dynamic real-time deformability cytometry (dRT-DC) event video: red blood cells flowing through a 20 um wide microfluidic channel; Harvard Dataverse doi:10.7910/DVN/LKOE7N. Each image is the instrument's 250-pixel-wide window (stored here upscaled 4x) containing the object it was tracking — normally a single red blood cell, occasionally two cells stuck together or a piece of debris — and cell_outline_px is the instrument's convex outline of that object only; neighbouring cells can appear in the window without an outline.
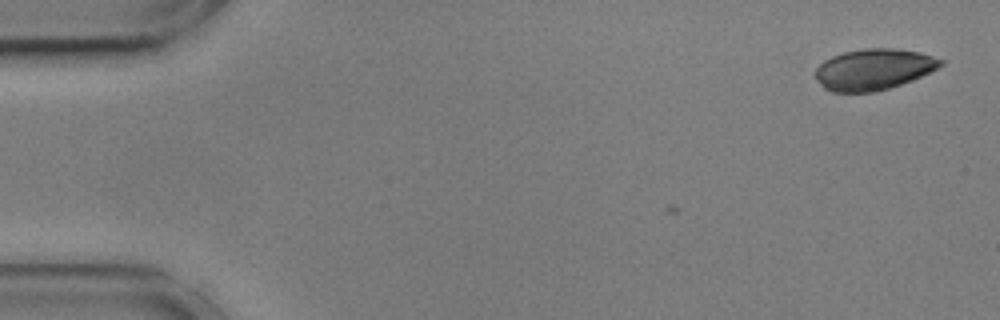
{"species": "common noctule bat (a hibernating species)", "species_latin": "Nyctalus noctula", "temperature_condition": "cold", "stored_images_in_passage": 7, "camera_frame_rate_fps": 3000, "um_per_image_px": 0.085, "animal": {"sex": "male", "body_mass_g": 17.9, "forearm_length_mm": 54.2}, "frame": {"image": 1, "passage_image": 7, "time_ms": 2.0, "image_size_px": [1000, 320], "cell_outline_px": [[944, 64], [912, 80], [876, 92], [832, 92], [824, 88], [816, 80], [816, 68], [824, 60], [832, 56], [844, 52], [864, 48], [896, 48], [920, 52], [944, 60]], "centroid_in_image_um": [74.24, 5.89], "position_along_channel_um": 10.8, "area_um2": 29.88}}